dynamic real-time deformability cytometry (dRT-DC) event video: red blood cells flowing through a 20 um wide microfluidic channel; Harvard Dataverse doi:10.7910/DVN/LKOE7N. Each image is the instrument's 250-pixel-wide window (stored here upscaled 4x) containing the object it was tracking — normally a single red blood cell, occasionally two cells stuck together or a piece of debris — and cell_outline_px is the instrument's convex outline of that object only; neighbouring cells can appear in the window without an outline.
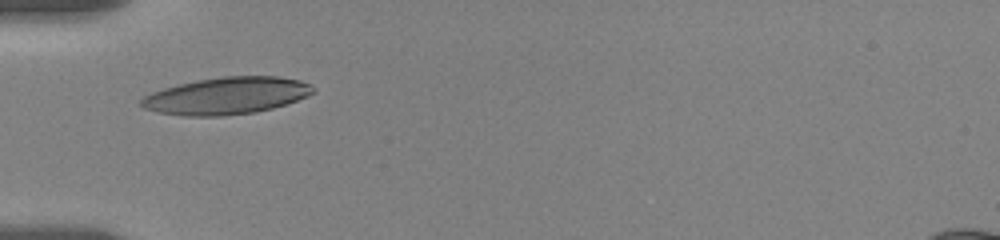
{"species": "human", "species_latin": "Homo sapiens", "temperature_condition": "room temperature", "stored_images_in_passage": 15, "camera_frame_rate_fps": 3000, "um_per_image_px": 0.085, "donor": {"sex": "female"}, "frame": {"image": 1, "passage_image": 1, "time_ms": 0.0, "image_size_px": [1000, 240], "cell_outline_px": [[316, 92], [308, 96], [272, 108], [256, 112], [224, 116], [184, 116], [160, 112], [144, 108], [140, 104], [140, 100], [144, 96], [152, 92], [164, 88], [196, 80], [224, 76], [280, 76], [300, 80], [312, 84], [316, 88]], "centroid_in_image_um": [19.3, 8.13], "position_along_channel_um": 65.7, "area_um2": 37.22}}
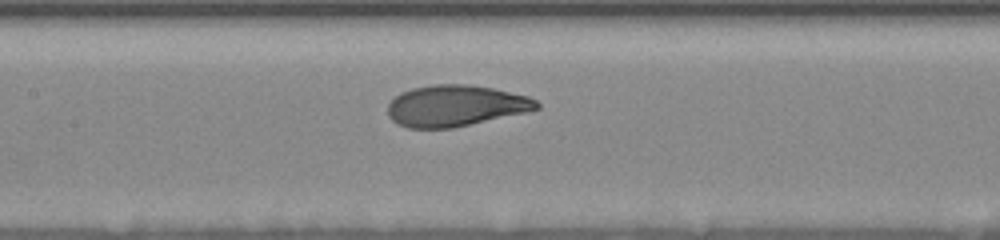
{"frame": {"image": 2, "passage_image": 9, "time_ms": 2.667, "image_size_px": [1000, 240], "cell_outline_px": [[540, 108], [524, 112], [452, 128], [408, 128], [396, 124], [388, 116], [388, 104], [400, 92], [412, 88], [432, 84], [468, 84], [492, 88], [528, 96], [536, 100], [540, 104]], "centroid_in_image_um": [38.68, 8.98], "position_along_channel_um": 168.7, "area_um2": 35.66}}
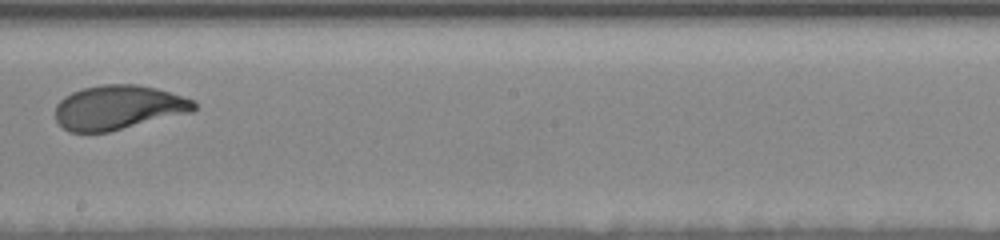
{"frame": {"image": 3, "passage_image": 13, "time_ms": 4.0, "image_size_px": [1000, 240], "cell_outline_px": [[196, 108], [192, 112], [108, 132], [68, 132], [56, 120], [56, 104], [64, 96], [72, 92], [84, 88], [104, 84], [136, 84], [156, 88], [196, 100]], "centroid_in_image_um": [10.07, 9.13], "position_along_channel_um": 238.1, "area_um2": 35.84}}